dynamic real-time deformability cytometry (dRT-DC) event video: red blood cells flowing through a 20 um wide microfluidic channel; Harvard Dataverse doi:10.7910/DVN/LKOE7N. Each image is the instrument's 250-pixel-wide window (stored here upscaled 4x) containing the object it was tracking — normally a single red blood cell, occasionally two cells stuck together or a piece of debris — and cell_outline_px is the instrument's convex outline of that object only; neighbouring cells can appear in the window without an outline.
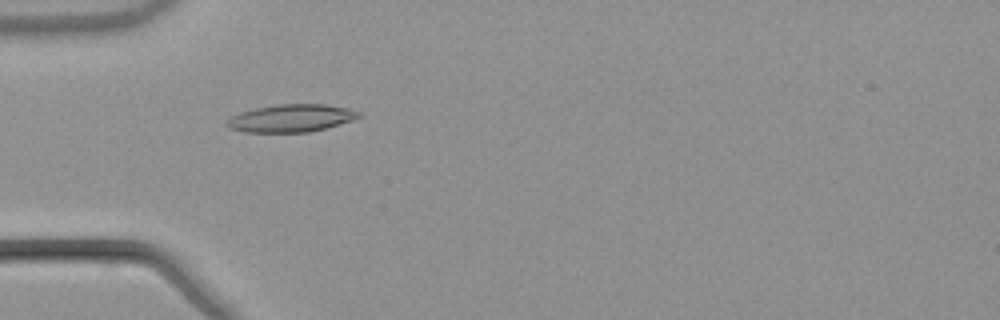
{"species": "common noctule bat (a hibernating species)", "species_latin": "Nyctalus noctula", "temperature_condition": "warm", "stored_images_in_passage": 53, "camera_frame_rate_fps": 3000, "um_per_image_px": 0.085, "animal": {"sex": "male", "body_mass_g": 21.5, "forearm_length_mm": 52.0}, "frame": {"image": 1, "passage_image": 17, "time_ms": 5.333, "image_size_px": [1000, 320], "cell_outline_px": [[360, 116], [352, 120], [328, 128], [308, 132], [244, 132], [228, 128], [224, 124], [232, 116], [240, 112], [256, 108], [280, 104], [324, 104], [348, 108], [360, 112]], "centroid_in_image_um": [24.74, 10.05], "position_along_channel_um": 60.3, "area_um2": 21.21}}
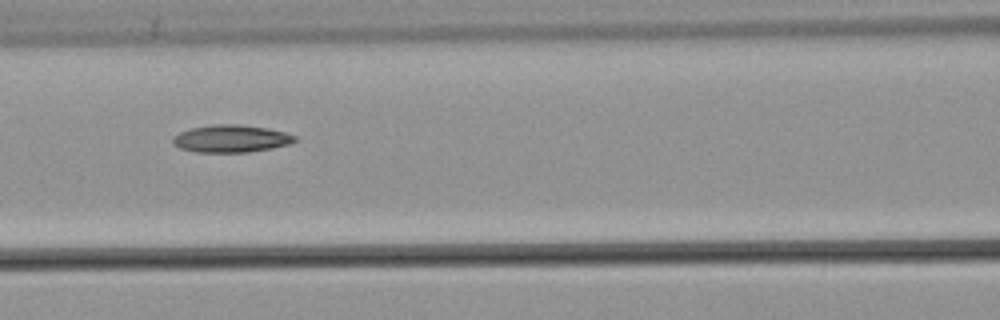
{"frame": {"image": 2, "passage_image": 24, "time_ms": 7.667, "image_size_px": [1000, 320], "cell_outline_px": [[296, 140], [288, 144], [272, 148], [248, 152], [196, 152], [180, 148], [172, 140], [180, 132], [192, 128], [216, 124], [240, 124], [268, 128], [284, 132], [296, 136]], "centroid_in_image_um": [19.67, 11.78], "position_along_channel_um": 146.9, "area_um2": 19.25}}
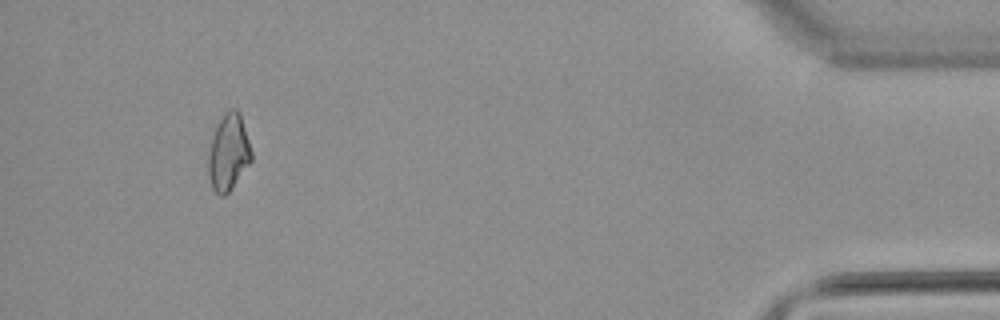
{"frame": {"image": 3, "passage_image": 50, "time_ms": 16.333, "image_size_px": [1000, 320], "cell_outline_px": [[252, 160], [228, 192], [224, 196], [220, 196], [212, 188], [208, 176], [208, 152], [212, 136], [216, 124], [224, 112], [232, 108], [236, 108], [240, 112], [252, 152]], "centroid_in_image_um": [19.4, 12.92], "position_along_channel_um": 415.8, "area_um2": 19.31}, "authors_computed_cell_mechanics": {"area_um2": 19.3052, "velocity_mm_per_s": 3.8702, "shape_relaxation_time_tau1_ms": null, "shape_relaxation_time_tau2_ms": 9.496, "deformation_change_tau1": null, "deformation_change_tau2": 0.1979}}